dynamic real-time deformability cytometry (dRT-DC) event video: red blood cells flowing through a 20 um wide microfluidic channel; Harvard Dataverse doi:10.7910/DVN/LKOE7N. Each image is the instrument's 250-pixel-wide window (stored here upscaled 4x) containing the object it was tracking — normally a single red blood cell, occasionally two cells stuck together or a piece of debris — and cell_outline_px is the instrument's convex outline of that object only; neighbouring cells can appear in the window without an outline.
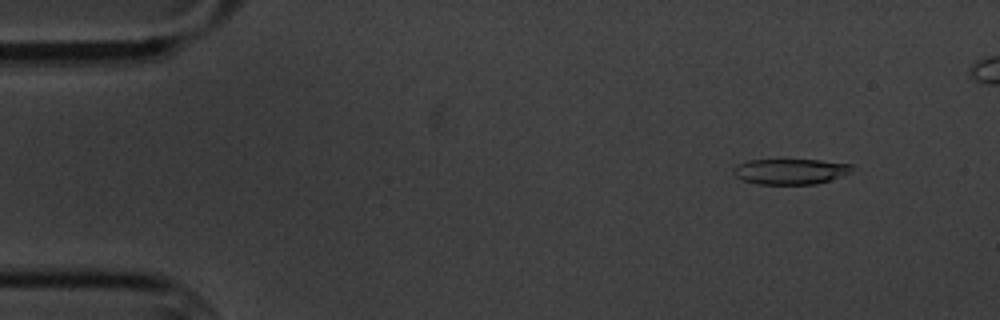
{"species": "common noctule bat (a hibernating species)", "species_latin": "Nyctalus noctula", "temperature_condition": "cold", "stored_images_in_passage": 6, "segment_of_instrument_passage": [1, 2], "camera_frame_rate_fps": 3000, "um_per_image_px": 0.085, "animal": {"sex": "male", "body_mass_g": 20.1, "forearm_length_mm": 53.5}, "frame": {"image": 1, "passage_image": 2, "time_ms": 1.333, "image_size_px": [1000, 320], "cell_outline_px": [[856, 168], [844, 176], [816, 184], [756, 184], [744, 180], [736, 176], [732, 172], [732, 168], [736, 164], [748, 160], [820, 160], [852, 164]], "centroid_in_image_um": [67.2, 14.57], "position_along_channel_um": 17.8, "area_um2": 17.86}}
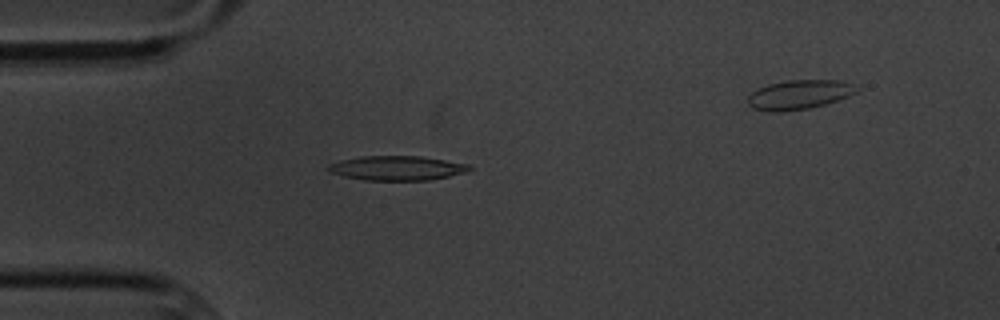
{"frame": {"image": 2, "passage_image": 5, "time_ms": 4.667, "image_size_px": [1000, 320], "cell_outline_px": [[472, 168], [468, 172], [428, 180], [364, 180], [344, 176], [328, 172], [328, 164], [340, 160], [360, 156], [420, 156], [468, 164]], "centroid_in_image_um": [33.72, 14.28], "position_along_channel_um": 51.3, "area_um2": 20.06}}